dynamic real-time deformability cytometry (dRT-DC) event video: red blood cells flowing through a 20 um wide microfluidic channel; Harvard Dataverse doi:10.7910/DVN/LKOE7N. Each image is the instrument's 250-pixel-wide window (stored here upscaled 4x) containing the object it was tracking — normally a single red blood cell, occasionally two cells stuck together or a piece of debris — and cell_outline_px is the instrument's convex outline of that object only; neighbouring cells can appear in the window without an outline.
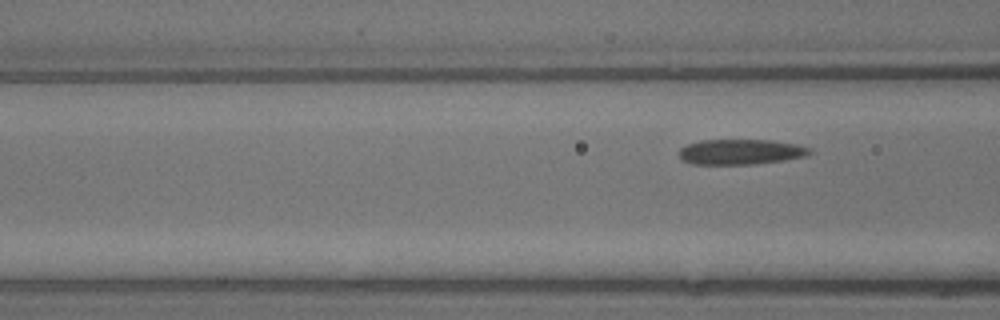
{"species": "common noctule bat (a hibernating species)", "species_latin": "Nyctalus noctula", "temperature_condition": "warm", "stored_images_in_passage": 7, "segment_of_instrument_passage": [2, 2], "camera_frame_rate_fps": 3000, "um_per_image_px": 0.085, "animal": {"sex": "male", "body_mass_g": 13.3}, "frame": {"image": 1, "passage_image": 7, "time_ms": 2.0, "image_size_px": [1000, 320], "cell_outline_px": [[812, 152], [808, 156], [784, 160], [756, 164], [692, 164], [680, 160], [680, 148], [684, 144], [700, 140], [768, 140], [796, 144], [812, 148]], "centroid_in_image_um": [62.95, 12.91], "position_along_channel_um": 103.7, "area_um2": 19.48}}